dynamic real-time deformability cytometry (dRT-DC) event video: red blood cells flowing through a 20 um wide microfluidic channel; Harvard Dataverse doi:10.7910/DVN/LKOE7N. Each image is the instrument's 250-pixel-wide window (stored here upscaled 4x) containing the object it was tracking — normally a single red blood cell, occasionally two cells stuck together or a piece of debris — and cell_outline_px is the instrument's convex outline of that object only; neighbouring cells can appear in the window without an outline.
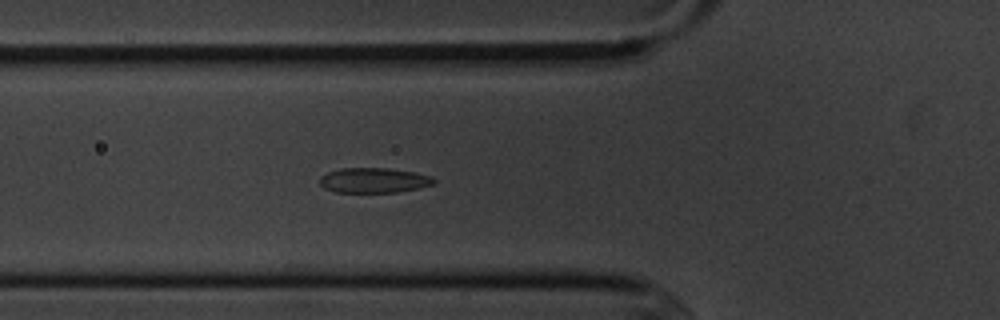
{"species": "common noctule bat (a hibernating species)", "species_latin": "Nyctalus noctula", "temperature_condition": "cold", "stored_images_in_passage": 4, "camera_frame_rate_fps": 3000, "um_per_image_px": 0.085, "animal": {"sex": "male", "body_mass_g": 20.1, "forearm_length_mm": 53.5}, "frame": {"image": 1, "passage_image": 4, "time_ms": 3.333, "image_size_px": [1000, 320], "cell_outline_px": [[436, 184], [420, 188], [396, 192], [336, 192], [324, 188], [320, 184], [320, 176], [328, 172], [340, 168], [388, 168], [416, 172], [432, 176], [436, 180]], "centroid_in_image_um": [31.82, 15.32], "position_along_channel_um": 94.0, "area_um2": 16.82}}